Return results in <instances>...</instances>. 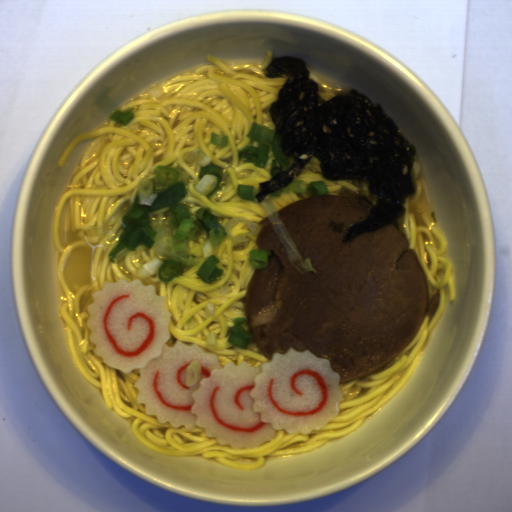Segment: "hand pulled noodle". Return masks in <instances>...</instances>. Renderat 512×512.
I'll list each match as a JSON object with an SVG mask.
<instances>
[{
	"label": "hand pulled noodle",
	"mask_w": 512,
	"mask_h": 512,
	"mask_svg": "<svg viewBox=\"0 0 512 512\" xmlns=\"http://www.w3.org/2000/svg\"><path fill=\"white\" fill-rule=\"evenodd\" d=\"M298 181H304L307 185L313 181H324L328 194H339L342 186L349 188L377 204L378 195H372L368 188V180H327L321 174V163L319 158L311 157L303 167Z\"/></svg>",
	"instance_id": "772679e5"
},
{
	"label": "hand pulled noodle",
	"mask_w": 512,
	"mask_h": 512,
	"mask_svg": "<svg viewBox=\"0 0 512 512\" xmlns=\"http://www.w3.org/2000/svg\"><path fill=\"white\" fill-rule=\"evenodd\" d=\"M315 195H311L308 191L302 192V193H295L293 191H289L288 193H282L279 197H274L272 201V206L275 208V210L282 209L286 206H289L295 202H298L300 200L313 197Z\"/></svg>",
	"instance_id": "bd1af8b7"
},
{
	"label": "hand pulled noodle",
	"mask_w": 512,
	"mask_h": 512,
	"mask_svg": "<svg viewBox=\"0 0 512 512\" xmlns=\"http://www.w3.org/2000/svg\"><path fill=\"white\" fill-rule=\"evenodd\" d=\"M308 77H310L316 81L318 94L325 100H329L338 95H348V93H349L346 90L336 87V86L328 83L327 81L319 78L318 76L314 75L310 71H309Z\"/></svg>",
	"instance_id": "2289bc40"
},
{
	"label": "hand pulled noodle",
	"mask_w": 512,
	"mask_h": 512,
	"mask_svg": "<svg viewBox=\"0 0 512 512\" xmlns=\"http://www.w3.org/2000/svg\"><path fill=\"white\" fill-rule=\"evenodd\" d=\"M212 64L180 72L158 89L162 98L145 91L118 111L133 108V121L122 126L112 119L105 125L75 135L61 153L56 166L65 165L76 145L93 138L81 153L71 172L68 186L59 196L52 212L51 236L60 254L56 278L63 296L59 309L65 322L63 331L71 357L86 382L100 390L108 410L120 418L130 419L131 429L149 449L171 456H203L223 465L250 470L261 466L266 456L297 455L314 451L330 438L342 437L362 426L366 419L391 400L413 377L427 340L438 324L446 304L445 285L449 302L455 301L454 263L448 255V241L429 208L421 180L422 166L414 155L412 177L416 191L406 197L402 215L393 223L414 249L427 277L428 302L438 289L440 299L431 319L424 317L416 335L388 362L371 373L339 383L344 400L338 415L320 429L310 433H288L276 430L275 437L261 445L231 448L221 445L214 437H206L205 429L195 426L172 427L170 422H157L156 416L145 414V405L137 403L139 390L134 384L141 378L139 369L126 374L105 364L95 354L90 342L91 317L88 305L92 295L103 289L105 281L140 279L144 285H155L157 295L166 296L165 309L170 312L169 339L186 346L197 344L205 353L216 355L224 368L226 362L236 366L246 362L251 368L270 359L264 356L254 340L246 348L228 341L233 321L242 318L245 303L238 301L246 292L257 268L248 259L251 249H259L257 238L267 216L262 203L255 197H239V184L253 185L254 195L260 192V182L270 180L273 151L264 167L243 162L238 150L243 146H260L245 137L252 123L274 129L270 107L288 76L269 78L266 69L274 59L266 50L262 62H228L211 55ZM229 135L226 147L214 146L211 133ZM201 147L222 168V188L206 198L192 187L198 179V164H186L185 158L194 147ZM179 166L189 173L188 194L181 203L194 214L209 207L225 226L233 216L253 222L257 235L247 242H233L224 237L214 247L215 256L224 271L213 282L196 278L198 267L170 280H160L158 274L139 277L136 273L155 254L140 245L136 251L122 250L115 262H109L108 252L119 238L120 219L127 211L141 178L153 177L154 167ZM213 303L214 316H206L203 308ZM215 332L216 346L205 344L206 334Z\"/></svg>",
	"instance_id": "14784b9a"
}]
</instances>
